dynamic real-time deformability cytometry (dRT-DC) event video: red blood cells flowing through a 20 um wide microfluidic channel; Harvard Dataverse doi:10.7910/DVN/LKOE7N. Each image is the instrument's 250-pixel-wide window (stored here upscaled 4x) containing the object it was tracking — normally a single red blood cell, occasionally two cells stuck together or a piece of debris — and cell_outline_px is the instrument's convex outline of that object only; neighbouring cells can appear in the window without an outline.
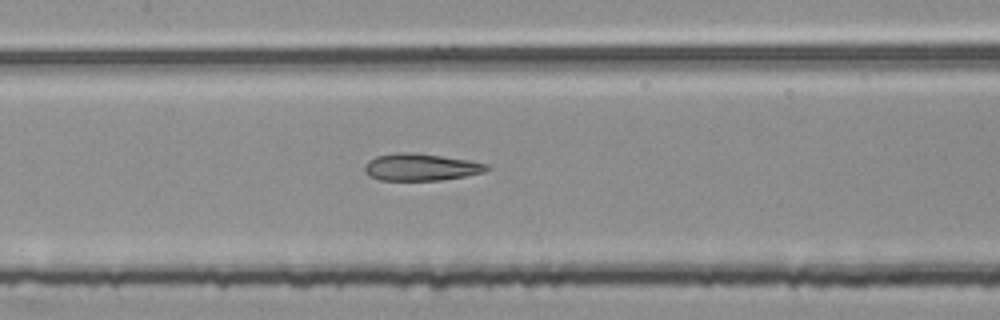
{"species": "common noctule bat (a hibernating species)", "species_latin": "Nyctalus noctula", "temperature_condition": "room temperature", "stored_images_in_passage": 54, "segment_of_instrument_passage": [2, 2], "camera_frame_rate_fps": 3000, "um_per_image_px": 0.085, "animal": {"sex": "female", "body_mass_g": 25.1}, "frame": {"image": 1, "passage_image": 26, "time_ms": 8.333, "image_size_px": [1000, 320], "cell_outline_px": [[492, 168], [484, 172], [464, 176], [440, 180], [380, 180], [368, 176], [364, 168], [364, 164], [368, 160], [376, 156], [396, 152], [408, 152], [440, 156], [468, 160], [488, 164]], "centroid_in_image_um": [35.75, 14.2], "position_along_channel_um": 171.7, "area_um2": 19.25}}
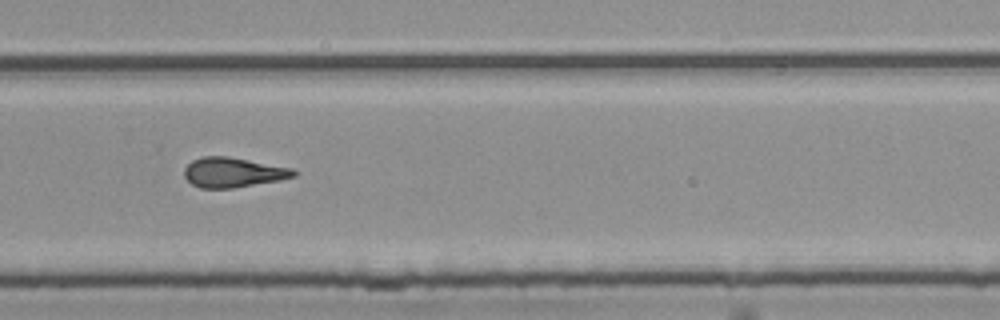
{"frame": {"image": 2, "passage_image": 37, "time_ms": 12.0, "image_size_px": [1000, 320], "cell_outline_px": [[300, 172], [296, 176], [280, 180], [232, 188], [200, 188], [192, 184], [184, 176], [184, 168], [192, 160], [204, 156], [228, 156], [292, 168]], "centroid_in_image_um": [19.83, 14.65], "position_along_channel_um": 310.0, "area_um2": 19.07}}
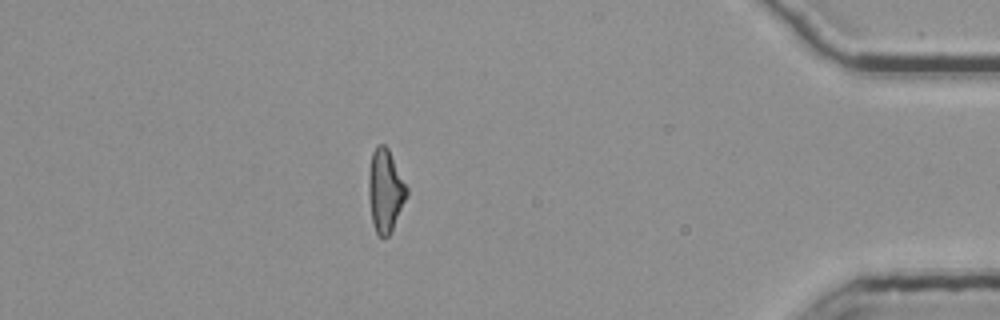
{"frame": {"image": 3, "passage_image": 48, "time_ms": 15.667, "image_size_px": [1000, 320], "cell_outline_px": [[408, 196], [392, 232], [384, 240], [376, 232], [372, 220], [368, 196], [368, 176], [372, 152], [376, 144], [384, 144], [388, 148], [408, 188]], "centroid_in_image_um": [32.76, 16.23], "position_along_channel_um": 402.4, "area_um2": 18.73}}